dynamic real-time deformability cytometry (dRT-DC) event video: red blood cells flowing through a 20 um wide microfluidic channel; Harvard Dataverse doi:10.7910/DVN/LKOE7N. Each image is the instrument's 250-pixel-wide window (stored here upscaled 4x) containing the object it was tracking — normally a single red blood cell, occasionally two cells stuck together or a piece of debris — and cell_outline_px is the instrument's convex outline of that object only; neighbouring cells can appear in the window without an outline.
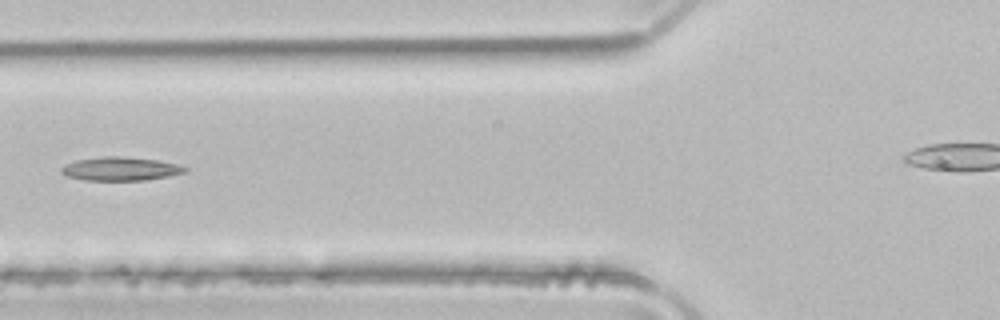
{"species": "common noctule bat (a hibernating species)", "species_latin": "Nyctalus noctula", "temperature_condition": "room temperature", "stored_images_in_passage": 6, "camera_frame_rate_fps": 3000, "um_per_image_px": 0.085, "animal": {"sex": "male", "body_mass_g": 21.5, "forearm_length_mm": 52.0}, "frame": {"image": 1, "passage_image": 5, "time_ms": 1.333, "image_size_px": [1000, 320], "cell_outline_px": [[188, 168], [184, 172], [168, 176], [144, 180], [84, 180], [68, 176], [60, 172], [60, 168], [64, 164], [76, 160], [104, 156], [124, 156], [160, 160], [176, 164]], "centroid_in_image_um": [10.21, 14.34], "position_along_channel_um": 115.6, "area_um2": 16.99}}